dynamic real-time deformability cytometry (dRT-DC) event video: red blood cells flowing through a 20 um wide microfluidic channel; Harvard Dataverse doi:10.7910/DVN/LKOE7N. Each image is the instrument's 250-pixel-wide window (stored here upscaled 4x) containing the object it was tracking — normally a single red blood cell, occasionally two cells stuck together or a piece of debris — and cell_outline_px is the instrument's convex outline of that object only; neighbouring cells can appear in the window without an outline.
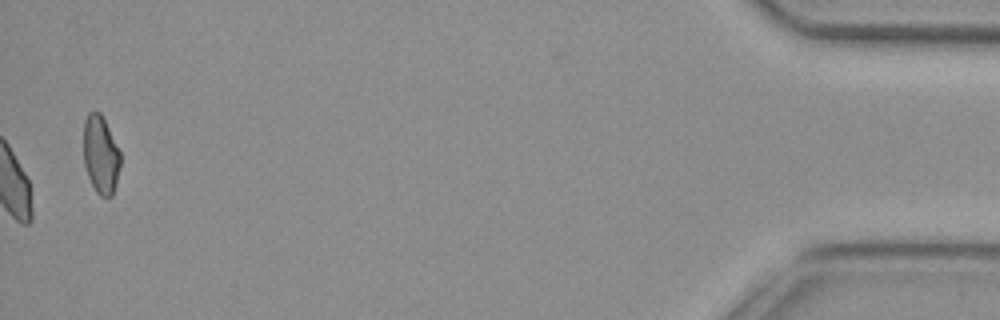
{"species": "common noctule bat (a hibernating species)", "species_latin": "Nyctalus noctula", "temperature_condition": "cold", "stored_images_in_passage": 55, "camera_frame_rate_fps": 3000, "um_per_image_px": 0.085, "animal": {"sex": "female", "body_mass_g": 29.2, "forearm_length_mm": 56.3}, "frame": {"image": 1, "passage_image": 55, "time_ms": 18.0, "image_size_px": [1000, 320], "cell_outline_px": [[120, 164], [116, 184], [112, 196], [100, 196], [96, 192], [88, 176], [84, 164], [84, 120], [88, 112], [100, 112], [120, 152]], "centroid_in_image_um": [8.55, 13.16], "position_along_channel_um": 426.7, "area_um2": 16.53}, "authors_computed_cell_mechanics": {"area_um2": 19.4208, "velocity_mm_per_s": 3.7674, "shape_relaxation_time_tau1_ms": null, "shape_relaxation_time_tau2_ms": 3.0535, "deformation_change_tau1": null, "deformation_change_tau2": 0.0524}}